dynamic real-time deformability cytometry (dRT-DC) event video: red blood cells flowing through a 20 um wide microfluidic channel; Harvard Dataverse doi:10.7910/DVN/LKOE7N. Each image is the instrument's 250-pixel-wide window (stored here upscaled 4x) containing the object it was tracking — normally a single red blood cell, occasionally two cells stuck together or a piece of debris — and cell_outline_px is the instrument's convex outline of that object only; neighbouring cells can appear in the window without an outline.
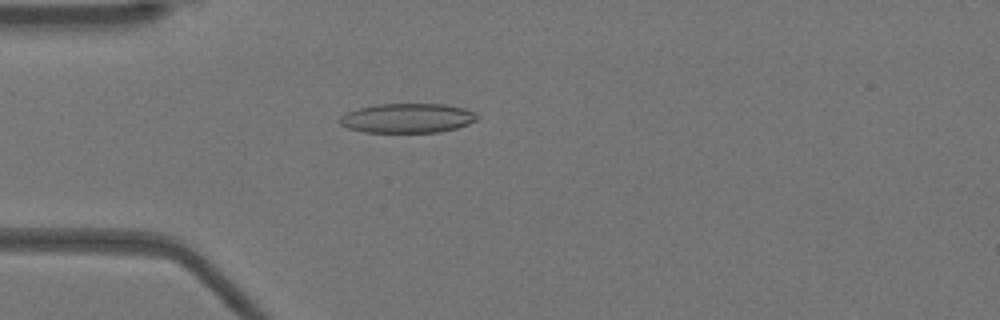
{"species": "Egyptian fruit bat (a non-hibernating species)", "species_latin": "Rousettus aegyptiacus", "temperature_condition": "warm", "stored_images_in_passage": 51, "camera_frame_rate_fps": 3000, "um_per_image_px": 0.085, "animal": {"sex": "female"}, "frame": {"image": 1, "passage_image": 14, "time_ms": 4.333, "image_size_px": [1000, 320], "cell_outline_px": [[480, 116], [476, 120], [468, 124], [456, 128], [440, 132], [364, 132], [348, 128], [340, 124], [340, 116], [348, 112], [360, 108], [376, 104], [444, 104], [464, 108], [476, 112]], "centroid_in_image_um": [34.67, 10.04], "position_along_channel_um": 50.3, "area_um2": 23.58}}
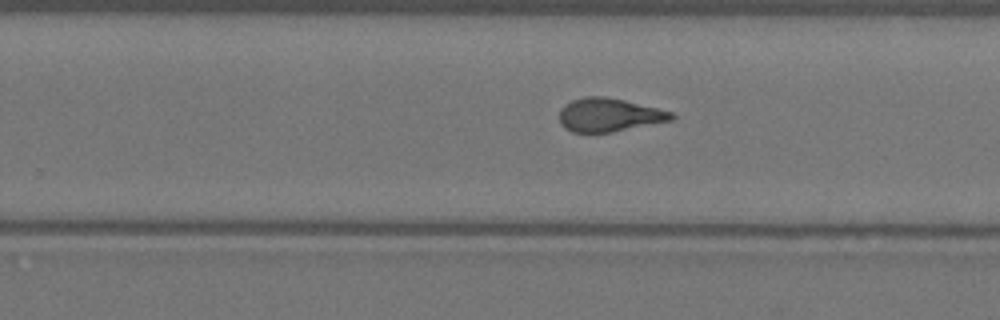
{"frame": {"image": 2, "passage_image": 32, "time_ms": 10.333, "image_size_px": [1000, 320], "cell_outline_px": [[676, 116], [672, 120], [612, 132], [572, 132], [564, 128], [560, 124], [560, 108], [564, 104], [572, 100], [584, 96], [604, 96], [624, 100], [672, 112]], "centroid_in_image_um": [51.73, 9.76], "position_along_channel_um": 278.1, "area_um2": 21.79}}
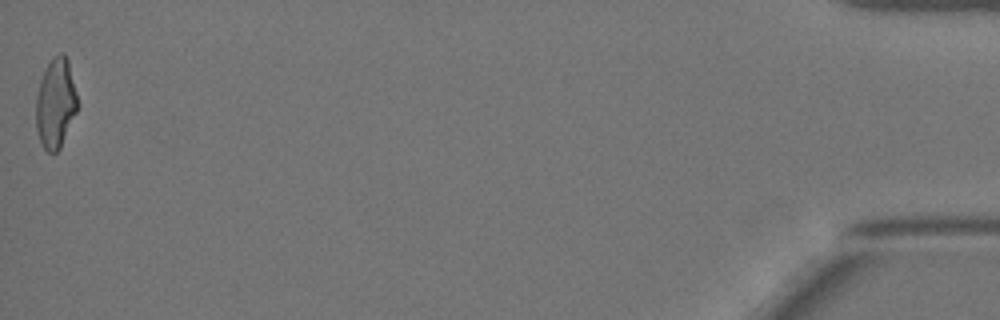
{"frame": {"image": 3, "passage_image": 51, "time_ms": 16.667, "image_size_px": [1000, 320], "cell_outline_px": [[76, 112], [60, 148], [56, 152], [48, 152], [44, 148], [40, 140], [36, 128], [36, 96], [40, 80], [52, 56], [60, 52], [64, 52], [68, 60], [76, 92]], "centroid_in_image_um": [4.71, 8.75], "position_along_channel_um": 430.5, "area_um2": 21.44}, "authors_computed_cell_mechanics": {"area_um2": 22.253, "velocity_mm_per_s": 3.9591, "shape_relaxation_time_tau1_ms": 10.332, "shape_relaxation_time_tau2_ms": 1.1959, "deformation_change_tau1": 0.2817, "deformation_change_tau2": 0.0935}}